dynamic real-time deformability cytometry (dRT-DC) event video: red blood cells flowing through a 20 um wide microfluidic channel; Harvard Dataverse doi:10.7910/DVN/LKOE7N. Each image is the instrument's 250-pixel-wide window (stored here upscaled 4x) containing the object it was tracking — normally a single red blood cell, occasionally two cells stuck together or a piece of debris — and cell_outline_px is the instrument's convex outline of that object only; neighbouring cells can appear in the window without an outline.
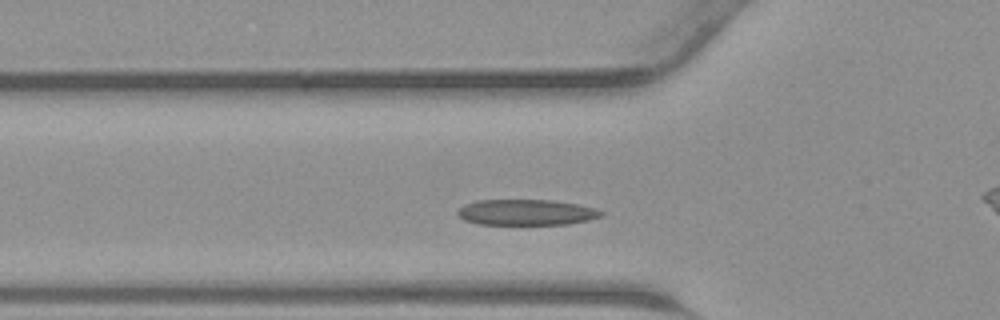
{"species": "common noctule bat (a hibernating species)", "species_latin": "Nyctalus noctula", "temperature_condition": "warm", "stored_images_in_passage": 30, "camera_frame_rate_fps": 3000, "um_per_image_px": 0.085, "animal": {"sex": "male", "body_mass_g": 23.1, "forearm_length_mm": 52.7}, "frame": {"image": 1, "passage_image": 8, "time_ms": 2.333, "image_size_px": [1000, 320], "cell_outline_px": [[604, 212], [600, 216], [588, 220], [564, 224], [480, 224], [464, 220], [456, 212], [464, 204], [476, 200], [552, 200], [576, 204], [596, 208]], "centroid_in_image_um": [44.71, 18.04], "position_along_channel_um": 81.1, "area_um2": 21.39}}
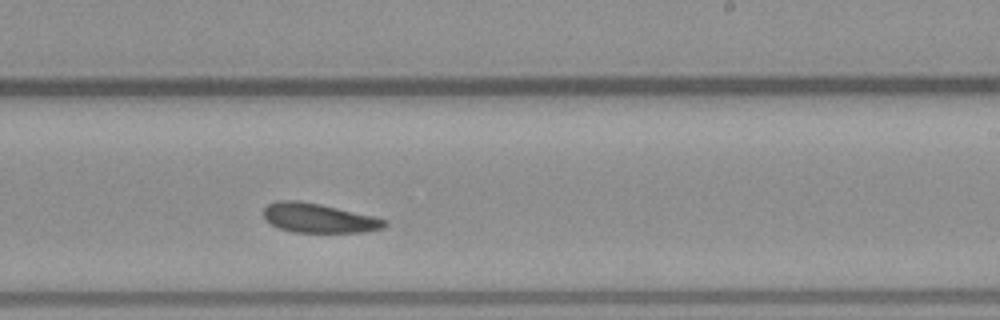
{"frame": {"image": 2, "passage_image": 20, "time_ms": 6.333, "image_size_px": [1000, 320], "cell_outline_px": [[388, 224], [384, 228], [364, 232], [292, 232], [280, 228], [264, 220], [264, 208], [268, 204], [276, 200], [300, 200], [320, 204], [372, 216], [388, 220]], "centroid_in_image_um": [27.08, 18.53], "position_along_channel_um": 261.9, "area_um2": 20.69}}
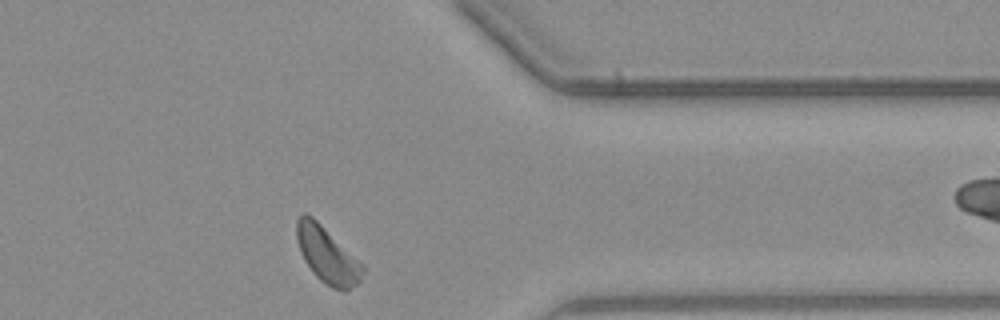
{"frame": {"image": 3, "passage_image": 29, "time_ms": 9.333, "image_size_px": [1000, 320], "cell_outline_px": [[364, 268], [360, 280], [356, 284], [344, 292], [332, 288], [320, 280], [312, 272], [304, 260], [300, 252], [296, 240], [296, 220], [300, 212], [304, 212], [312, 216], [364, 264]], "centroid_in_image_um": [27.79, 21.66], "position_along_channel_um": 383.6, "area_um2": 21.73}}